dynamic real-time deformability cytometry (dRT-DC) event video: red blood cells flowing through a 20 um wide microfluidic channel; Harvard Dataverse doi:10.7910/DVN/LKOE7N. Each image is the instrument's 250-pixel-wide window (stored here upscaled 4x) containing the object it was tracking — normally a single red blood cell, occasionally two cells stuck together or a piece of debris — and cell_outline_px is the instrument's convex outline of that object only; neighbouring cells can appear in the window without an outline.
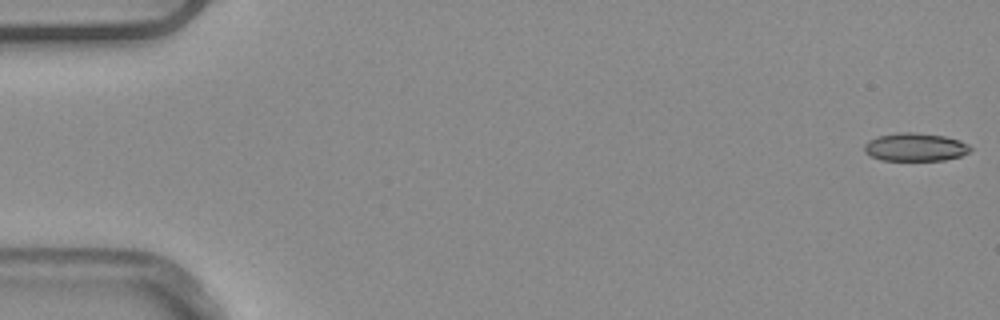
{"species": "common noctule bat (a hibernating species)", "species_latin": "Nyctalus noctula", "temperature_condition": "warm", "stored_images_in_passage": 5, "camera_frame_rate_fps": 3000, "um_per_image_px": 0.085, "animal": {"sex": "male", "body_mass_g": 20.4}, "frame": {"image": 1, "passage_image": 1, "time_ms": 0.0, "image_size_px": [1000, 320], "cell_outline_px": [[972, 148], [968, 152], [960, 156], [944, 160], [880, 160], [864, 152], [864, 144], [868, 140], [880, 136], [900, 132], [912, 132], [944, 136], [960, 140], [968, 144]], "centroid_in_image_um": [77.79, 12.5], "position_along_channel_um": 7.2, "area_um2": 17.28}}
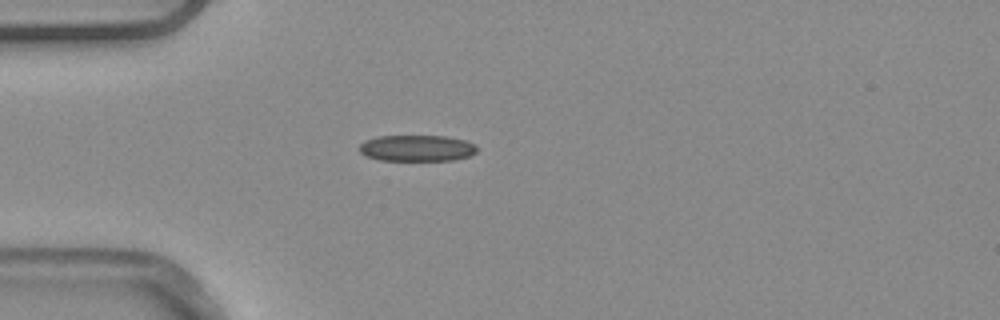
{"frame": {"image": 2, "passage_image": 5, "time_ms": 1.333, "image_size_px": [1000, 320], "cell_outline_px": [[476, 152], [468, 156], [452, 160], [380, 160], [364, 156], [360, 152], [360, 144], [364, 140], [376, 136], [444, 136], [464, 140], [476, 144]], "centroid_in_image_um": [35.39, 12.59], "position_along_channel_um": 49.6, "area_um2": 17.98}}